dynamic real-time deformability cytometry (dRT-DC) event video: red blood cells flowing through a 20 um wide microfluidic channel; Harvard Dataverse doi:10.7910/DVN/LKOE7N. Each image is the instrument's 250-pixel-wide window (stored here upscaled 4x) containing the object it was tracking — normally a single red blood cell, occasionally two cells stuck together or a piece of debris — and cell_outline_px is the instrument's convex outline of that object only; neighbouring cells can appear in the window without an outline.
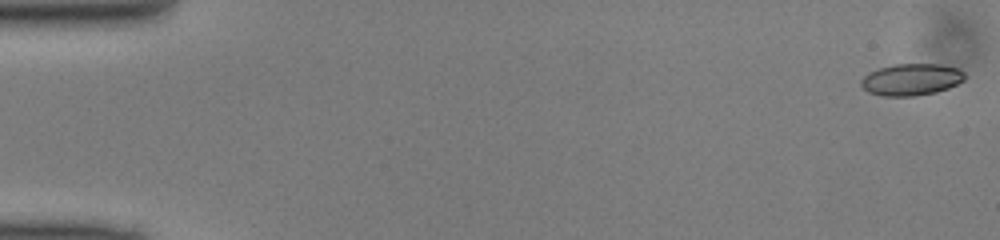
{"species": "common noctule bat (a hibernating species)", "species_latin": "Nyctalus noctula", "temperature_condition": "cold", "stored_images_in_passage": 49, "camera_frame_rate_fps": 3000, "um_per_image_px": 0.085, "animal": {"sex": "male", "body_mass_g": 13.0, "forearm_length_mm": 53.1}, "frame": {"image": 1, "passage_image": 1, "time_ms": 0.0, "image_size_px": [1000, 240], "cell_outline_px": [[964, 80], [948, 88], [936, 92], [916, 96], [880, 96], [868, 92], [860, 84], [860, 80], [868, 72], [880, 68], [896, 64], [940, 64], [960, 68], [964, 72]], "centroid_in_image_um": [77.46, 6.76], "position_along_channel_um": 7.5, "area_um2": 19.31}}
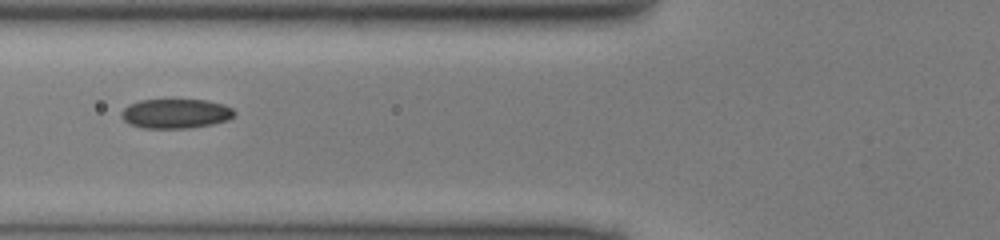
{"frame": {"image": 2, "passage_image": 19, "time_ms": 6.0, "image_size_px": [1000, 240], "cell_outline_px": [[236, 112], [228, 120], [212, 124], [188, 128], [144, 128], [128, 124], [120, 116], [120, 112], [128, 104], [140, 100], [208, 100], [224, 104], [232, 108]], "centroid_in_image_um": [14.91, 9.65], "position_along_channel_um": 110.9, "area_um2": 19.54}}
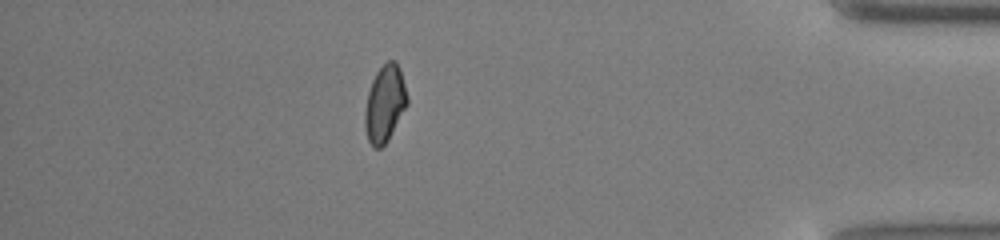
{"frame": {"image": 3, "passage_image": 43, "time_ms": 14.0, "image_size_px": [1000, 240], "cell_outline_px": [[408, 104], [388, 140], [380, 148], [372, 148], [368, 140], [364, 128], [364, 112], [368, 92], [372, 80], [376, 72], [388, 60], [396, 60], [400, 68], [408, 96]], "centroid_in_image_um": [32.71, 8.82], "position_along_channel_um": 402.5, "area_um2": 19.13}}